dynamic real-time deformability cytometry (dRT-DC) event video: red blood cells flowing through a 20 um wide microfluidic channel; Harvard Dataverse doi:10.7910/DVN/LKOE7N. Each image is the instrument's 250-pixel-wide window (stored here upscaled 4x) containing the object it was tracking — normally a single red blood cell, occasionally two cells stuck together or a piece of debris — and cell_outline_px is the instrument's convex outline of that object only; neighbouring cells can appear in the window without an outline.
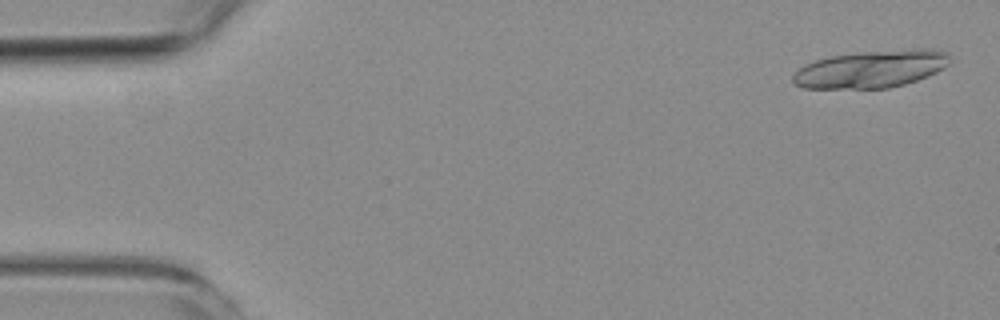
{"species": "common noctule bat (a hibernating species)", "species_latin": "Nyctalus noctula", "temperature_condition": "room temperature", "stored_images_in_passage": 7, "segment_of_instrument_passage": [1, 2], "camera_frame_rate_fps": 3000, "um_per_image_px": 0.085, "animal": {"sex": "female", "body_mass_g": 19.3, "forearm_length_mm": 54.1}, "frame": {"image": 1, "passage_image": 1, "time_ms": 0.0, "image_size_px": [1000, 320], "cell_outline_px": [[948, 64], [944, 68], [928, 76], [904, 84], [888, 88], [804, 88], [796, 84], [792, 80], [792, 76], [804, 64], [816, 60], [832, 56], [860, 52], [944, 52], [948, 56]], "centroid_in_image_um": [73.9, 5.93], "position_along_channel_um": 11.1, "area_um2": 32.6}}